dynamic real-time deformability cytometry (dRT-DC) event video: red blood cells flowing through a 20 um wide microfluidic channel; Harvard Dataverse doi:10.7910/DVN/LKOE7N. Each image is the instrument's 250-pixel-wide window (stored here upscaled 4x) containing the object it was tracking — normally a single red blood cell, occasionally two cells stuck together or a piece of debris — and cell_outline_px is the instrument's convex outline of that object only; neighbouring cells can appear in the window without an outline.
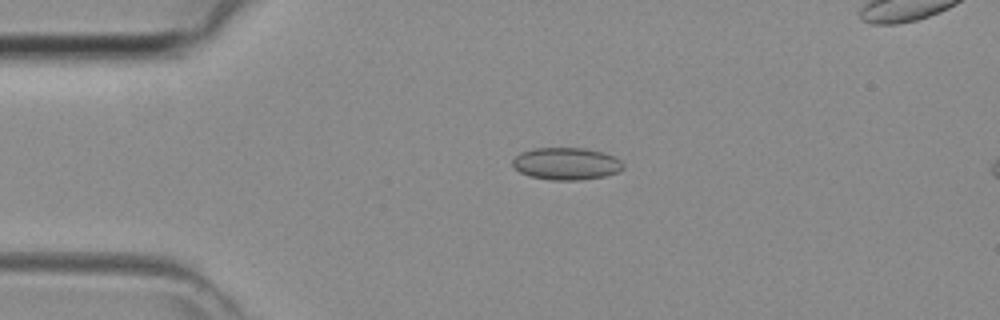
{"species": "common noctule bat (a hibernating species)", "species_latin": "Nyctalus noctula", "temperature_condition": "room temperature", "stored_images_in_passage": 35, "camera_frame_rate_fps": 3000, "um_per_image_px": 0.085, "animal": {"sex": "female", "body_mass_g": 29.2, "forearm_length_mm": 56.3}, "frame": {"image": 1, "passage_image": 2, "time_ms": 0.333, "image_size_px": [1000, 320], "cell_outline_px": [[624, 168], [616, 172], [604, 176], [580, 180], [548, 180], [528, 176], [520, 172], [512, 164], [512, 160], [520, 152], [532, 148], [584, 148], [604, 152], [620, 160], [624, 164]], "centroid_in_image_um": [48.11, 13.91], "position_along_channel_um": 36.9, "area_um2": 20.87}}
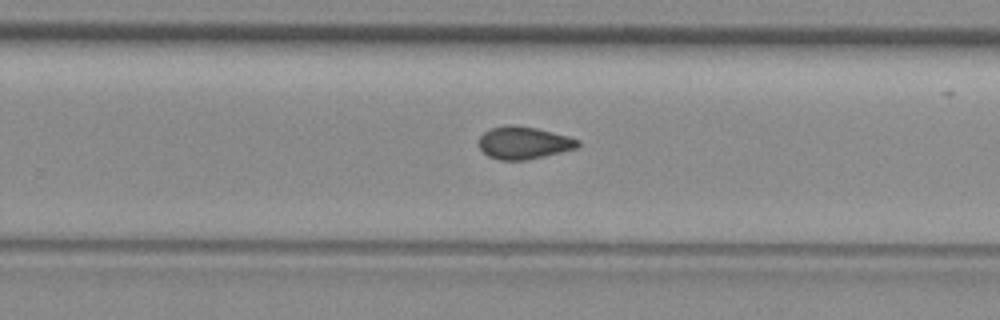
{"frame": {"image": 2, "passage_image": 20, "time_ms": 6.333, "image_size_px": [1000, 320], "cell_outline_px": [[580, 144], [576, 148], [528, 160], [500, 160], [488, 156], [480, 148], [480, 136], [488, 128], [508, 124], [512, 124], [536, 128], [568, 136], [580, 140]], "centroid_in_image_um": [44.5, 12.13], "position_along_channel_um": 285.3, "area_um2": 18.73}}
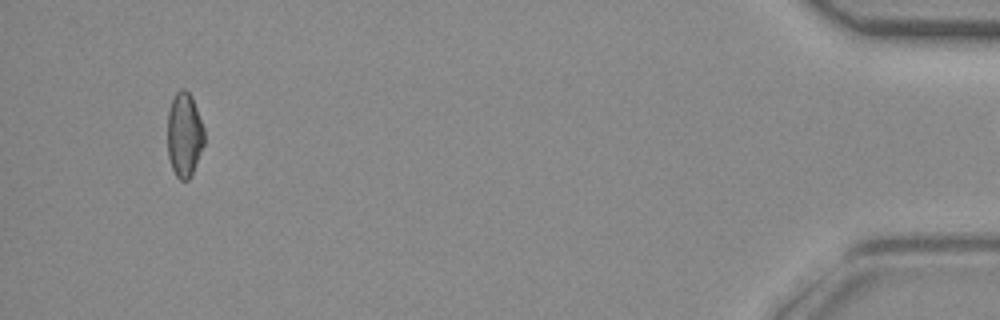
{"frame": {"image": 3, "passage_image": 34, "time_ms": 11.0, "image_size_px": [1000, 320], "cell_outline_px": [[204, 144], [192, 172], [188, 180], [180, 180], [176, 176], [172, 168], [168, 156], [168, 108], [176, 92], [184, 88], [192, 96], [204, 128]], "centroid_in_image_um": [15.66, 11.43], "position_along_channel_um": 419.5, "area_um2": 17.98}}